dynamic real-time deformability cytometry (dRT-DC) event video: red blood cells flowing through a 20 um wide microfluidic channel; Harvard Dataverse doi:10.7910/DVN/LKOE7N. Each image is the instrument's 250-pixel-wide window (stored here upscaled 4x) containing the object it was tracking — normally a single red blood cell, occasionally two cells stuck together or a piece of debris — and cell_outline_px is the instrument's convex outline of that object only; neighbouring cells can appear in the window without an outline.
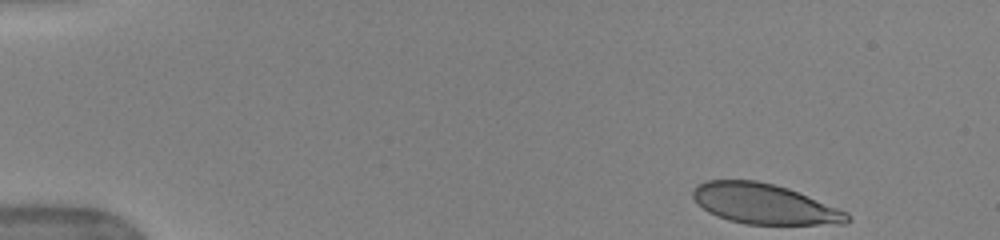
{"species": "human", "species_latin": "Homo sapiens", "temperature_condition": "warm", "stored_images_in_passage": 40, "camera_frame_rate_fps": 3000, "um_per_image_px": 0.085, "donor": {"sex": "female"}, "frame": {"image": 1, "passage_image": 1, "time_ms": 0.0, "image_size_px": [1000, 240], "cell_outline_px": [[852, 220], [848, 224], [744, 224], [728, 220], [716, 216], [708, 212], [692, 196], [692, 192], [696, 184], [704, 180], [756, 180], [788, 188], [848, 212]], "centroid_in_image_um": [64.97, 17.33], "position_along_channel_um": 20.0, "area_um2": 36.18}}
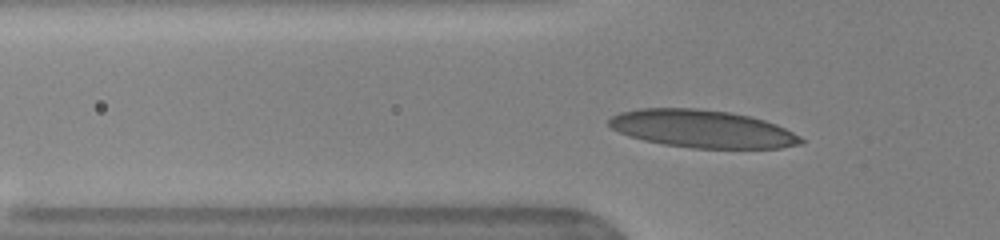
{"frame": {"image": 2, "passage_image": 13, "time_ms": 4.0, "image_size_px": [1000, 240], "cell_outline_px": [[804, 144], [780, 148], [692, 148], [664, 144], [644, 140], [628, 136], [612, 128], [608, 124], [608, 120], [612, 116], [620, 112], [640, 108], [692, 108], [728, 112], [748, 116], [764, 120], [776, 124], [800, 136], [804, 140]], "centroid_in_image_um": [59.69, 10.95], "position_along_channel_um": 66.1, "area_um2": 42.02}}
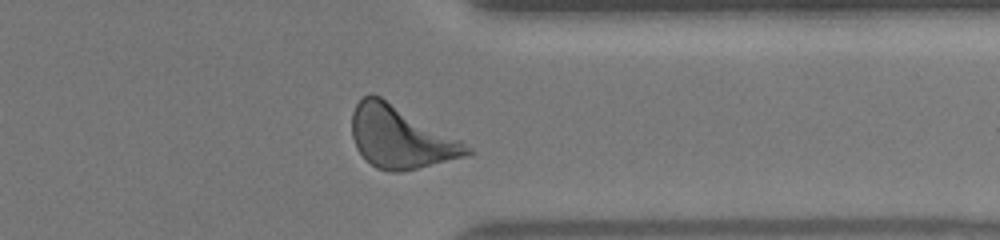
{"frame": {"image": 3, "passage_image": 37, "time_ms": 12.0, "image_size_px": [1000, 240], "cell_outline_px": [[472, 156], [400, 172], [388, 172], [376, 168], [356, 148], [352, 136], [352, 112], [356, 104], [368, 92], [372, 92], [380, 96], [460, 140], [472, 148]], "centroid_in_image_um": [34.05, 11.68], "position_along_channel_um": 377.3, "area_um2": 41.5}, "authors_computed_cell_mechanics": {"area_um2": 39.1017, "velocity_mm_per_s": 3.9278, "shape_relaxation_time_tau1_ms": 2.621, "shape_relaxation_time_tau2_ms": null, "deformation_change_tau1": 0.1492, "deformation_change_tau2": null}}